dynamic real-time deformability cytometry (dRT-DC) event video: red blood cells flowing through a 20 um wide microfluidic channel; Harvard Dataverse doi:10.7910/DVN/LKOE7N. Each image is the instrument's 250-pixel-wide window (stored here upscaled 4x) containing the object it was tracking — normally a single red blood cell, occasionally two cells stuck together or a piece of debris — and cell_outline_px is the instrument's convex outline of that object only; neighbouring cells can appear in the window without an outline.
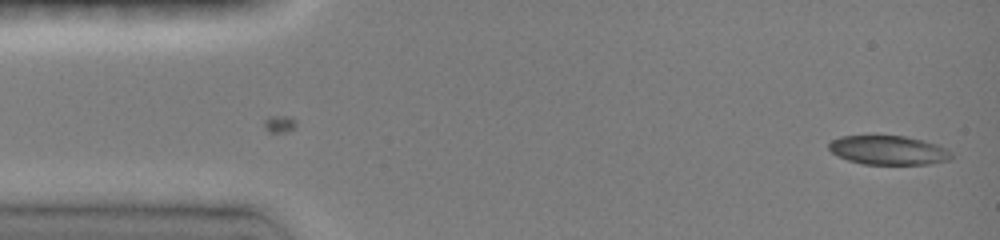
{"species": "common noctule bat (a hibernating species)", "species_latin": "Nyctalus noctula", "temperature_condition": "room temperature", "stored_images_in_passage": 49, "camera_frame_rate_fps": 3000, "um_per_image_px": 0.085, "animal": {"sex": "female", "body_mass_g": 19.0, "forearm_length_mm": 51.5}, "frame": {"image": 1, "passage_image": 1, "time_ms": 0.0, "image_size_px": [1000, 240], "cell_outline_px": [[952, 156], [948, 160], [928, 164], [864, 164], [848, 160], [832, 152], [828, 148], [828, 144], [832, 140], [840, 136], [904, 136], [936, 144], [952, 152]], "centroid_in_image_um": [75.5, 12.77], "position_along_channel_um": 9.5, "area_um2": 20.46}}
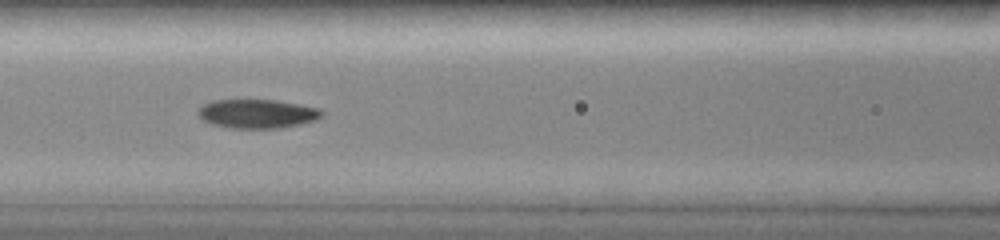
{"frame": {"image": 2, "passage_image": 28, "time_ms": 6.0, "image_size_px": [1000, 240], "cell_outline_px": [[324, 112], [316, 120], [300, 124], [276, 128], [228, 128], [212, 124], [204, 120], [196, 112], [204, 104], [212, 100], [276, 100], [320, 108]], "centroid_in_image_um": [21.86, 9.66], "position_along_channel_um": 144.7, "area_um2": 20.75}}
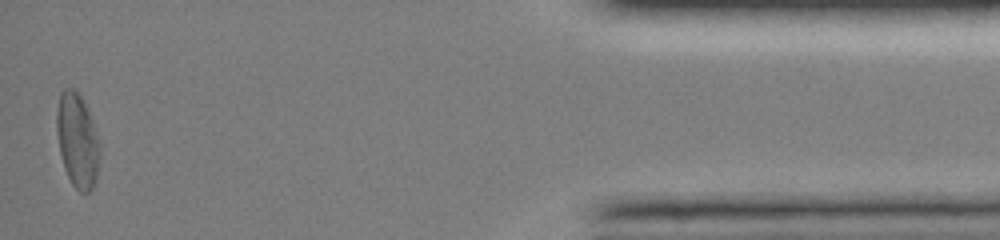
{"frame": {"image": 3, "passage_image": 49, "time_ms": 14.667, "image_size_px": [1000, 240], "cell_outline_px": [[100, 156], [96, 180], [92, 188], [88, 192], [80, 192], [72, 184], [64, 168], [60, 152], [56, 132], [56, 112], [60, 92], [64, 88], [72, 88], [80, 92], [88, 108], [100, 144]], "centroid_in_image_um": [6.58, 11.89], "position_along_channel_um": 428.6, "area_um2": 23.99}, "authors_computed_cell_mechanics": {"area_um2": 20.9236, "velocity_mm_per_s": 4.082, "shape_relaxation_time_tau1_ms": 4.5978, "shape_relaxation_time_tau2_ms": 5.0308, "deformation_change_tau1": 0.1311, "deformation_change_tau2": 0.0845}}